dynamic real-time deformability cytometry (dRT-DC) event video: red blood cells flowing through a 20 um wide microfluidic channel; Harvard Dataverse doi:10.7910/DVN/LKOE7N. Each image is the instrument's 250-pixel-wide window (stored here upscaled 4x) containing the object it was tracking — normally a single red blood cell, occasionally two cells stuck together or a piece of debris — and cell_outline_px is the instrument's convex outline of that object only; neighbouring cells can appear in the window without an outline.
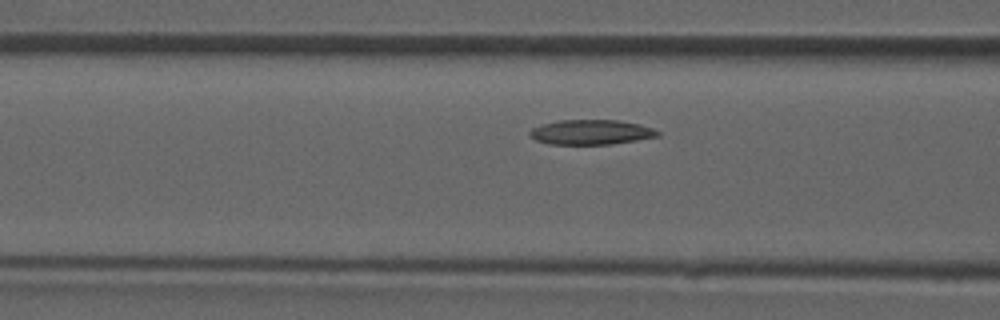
{"species": "common noctule bat (a hibernating species)", "species_latin": "Nyctalus noctula", "temperature_condition": "room temperature", "stored_images_in_passage": 8, "camera_frame_rate_fps": 3000, "um_per_image_px": 0.085, "animal": {"sex": "male", "forearm_length_mm": 52.5}, "frame": {"image": 1, "passage_image": 7, "time_ms": 2.0, "image_size_px": [1000, 320], "cell_outline_px": [[660, 136], [612, 144], [548, 144], [536, 140], [528, 132], [532, 128], [544, 124], [560, 120], [620, 120], [640, 124], [652, 128], [660, 132]], "centroid_in_image_um": [50.27, 11.23], "position_along_channel_um": 116.3, "area_um2": 18.44}}